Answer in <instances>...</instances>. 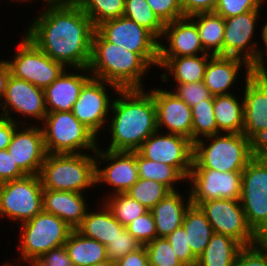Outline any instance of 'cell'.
Masks as SVG:
<instances>
[{
    "instance_id": "6da1fadb",
    "label": "cell",
    "mask_w": 267,
    "mask_h": 266,
    "mask_svg": "<svg viewBox=\"0 0 267 266\" xmlns=\"http://www.w3.org/2000/svg\"><path fill=\"white\" fill-rule=\"evenodd\" d=\"M26 27L24 35L65 67L88 68L95 27L75 3H50Z\"/></svg>"
},
{
    "instance_id": "7a4b0ae2",
    "label": "cell",
    "mask_w": 267,
    "mask_h": 266,
    "mask_svg": "<svg viewBox=\"0 0 267 266\" xmlns=\"http://www.w3.org/2000/svg\"><path fill=\"white\" fill-rule=\"evenodd\" d=\"M146 89H119L109 116L111 151H137L157 129L156 106Z\"/></svg>"
},
{
    "instance_id": "3957f363",
    "label": "cell",
    "mask_w": 267,
    "mask_h": 266,
    "mask_svg": "<svg viewBox=\"0 0 267 266\" xmlns=\"http://www.w3.org/2000/svg\"><path fill=\"white\" fill-rule=\"evenodd\" d=\"M88 69L92 77L119 89H144L142 80L151 66L138 53L108 42L95 29Z\"/></svg>"
},
{
    "instance_id": "277c9868",
    "label": "cell",
    "mask_w": 267,
    "mask_h": 266,
    "mask_svg": "<svg viewBox=\"0 0 267 266\" xmlns=\"http://www.w3.org/2000/svg\"><path fill=\"white\" fill-rule=\"evenodd\" d=\"M254 156L255 145L242 133L220 132L193 143L192 168L243 171Z\"/></svg>"
},
{
    "instance_id": "5b68a950",
    "label": "cell",
    "mask_w": 267,
    "mask_h": 266,
    "mask_svg": "<svg viewBox=\"0 0 267 266\" xmlns=\"http://www.w3.org/2000/svg\"><path fill=\"white\" fill-rule=\"evenodd\" d=\"M92 156L89 153H47L38 174L43 190L84 193L87 188H95V152Z\"/></svg>"
},
{
    "instance_id": "8992f818",
    "label": "cell",
    "mask_w": 267,
    "mask_h": 266,
    "mask_svg": "<svg viewBox=\"0 0 267 266\" xmlns=\"http://www.w3.org/2000/svg\"><path fill=\"white\" fill-rule=\"evenodd\" d=\"M42 125H45L41 128L47 153L79 154L91 151L93 154L100 145L99 138L71 111L47 113Z\"/></svg>"
},
{
    "instance_id": "52a82bcc",
    "label": "cell",
    "mask_w": 267,
    "mask_h": 266,
    "mask_svg": "<svg viewBox=\"0 0 267 266\" xmlns=\"http://www.w3.org/2000/svg\"><path fill=\"white\" fill-rule=\"evenodd\" d=\"M20 226L18 260H24L27 266L45 252L64 245L73 230L62 219L44 211Z\"/></svg>"
},
{
    "instance_id": "ba28073f",
    "label": "cell",
    "mask_w": 267,
    "mask_h": 266,
    "mask_svg": "<svg viewBox=\"0 0 267 266\" xmlns=\"http://www.w3.org/2000/svg\"><path fill=\"white\" fill-rule=\"evenodd\" d=\"M43 211V187L39 175L0 183V217L23 224Z\"/></svg>"
},
{
    "instance_id": "9c48e42d",
    "label": "cell",
    "mask_w": 267,
    "mask_h": 266,
    "mask_svg": "<svg viewBox=\"0 0 267 266\" xmlns=\"http://www.w3.org/2000/svg\"><path fill=\"white\" fill-rule=\"evenodd\" d=\"M20 41L12 59L5 60L11 75L45 89L63 73L66 67L51 59L24 34Z\"/></svg>"
},
{
    "instance_id": "30bf717a",
    "label": "cell",
    "mask_w": 267,
    "mask_h": 266,
    "mask_svg": "<svg viewBox=\"0 0 267 266\" xmlns=\"http://www.w3.org/2000/svg\"><path fill=\"white\" fill-rule=\"evenodd\" d=\"M240 202L248 225L261 238L267 232V167L256 155L242 171Z\"/></svg>"
},
{
    "instance_id": "8fae6325",
    "label": "cell",
    "mask_w": 267,
    "mask_h": 266,
    "mask_svg": "<svg viewBox=\"0 0 267 266\" xmlns=\"http://www.w3.org/2000/svg\"><path fill=\"white\" fill-rule=\"evenodd\" d=\"M197 206L205 214L214 233L230 236L242 246L254 245L261 240L248 225L240 200L211 199Z\"/></svg>"
},
{
    "instance_id": "7c38bea8",
    "label": "cell",
    "mask_w": 267,
    "mask_h": 266,
    "mask_svg": "<svg viewBox=\"0 0 267 266\" xmlns=\"http://www.w3.org/2000/svg\"><path fill=\"white\" fill-rule=\"evenodd\" d=\"M96 30L108 41L138 53L151 67L158 66L159 40L147 29L121 16L102 22Z\"/></svg>"
},
{
    "instance_id": "4fadbf2b",
    "label": "cell",
    "mask_w": 267,
    "mask_h": 266,
    "mask_svg": "<svg viewBox=\"0 0 267 266\" xmlns=\"http://www.w3.org/2000/svg\"><path fill=\"white\" fill-rule=\"evenodd\" d=\"M187 182L191 184L188 194L195 206L211 199L241 198L242 171L221 172L215 169L191 168Z\"/></svg>"
},
{
    "instance_id": "5bb4252c",
    "label": "cell",
    "mask_w": 267,
    "mask_h": 266,
    "mask_svg": "<svg viewBox=\"0 0 267 266\" xmlns=\"http://www.w3.org/2000/svg\"><path fill=\"white\" fill-rule=\"evenodd\" d=\"M244 72L242 134L256 145L267 141V74Z\"/></svg>"
},
{
    "instance_id": "9a60e30c",
    "label": "cell",
    "mask_w": 267,
    "mask_h": 266,
    "mask_svg": "<svg viewBox=\"0 0 267 266\" xmlns=\"http://www.w3.org/2000/svg\"><path fill=\"white\" fill-rule=\"evenodd\" d=\"M114 89L115 92L119 88L109 82L91 77L82 87L79 97L72 107L73 115L88 129H90L97 137L103 127L108 124V115L111 113V105L113 100L107 93V88ZM106 124V125H105Z\"/></svg>"
},
{
    "instance_id": "2e32d148",
    "label": "cell",
    "mask_w": 267,
    "mask_h": 266,
    "mask_svg": "<svg viewBox=\"0 0 267 266\" xmlns=\"http://www.w3.org/2000/svg\"><path fill=\"white\" fill-rule=\"evenodd\" d=\"M144 158L175 167L186 179L193 164V142L181 135L157 130L137 150Z\"/></svg>"
},
{
    "instance_id": "e0dca14e",
    "label": "cell",
    "mask_w": 267,
    "mask_h": 266,
    "mask_svg": "<svg viewBox=\"0 0 267 266\" xmlns=\"http://www.w3.org/2000/svg\"><path fill=\"white\" fill-rule=\"evenodd\" d=\"M259 15L260 10H254L224 18L223 56L242 58L253 68L259 63L261 49L252 40Z\"/></svg>"
},
{
    "instance_id": "ac0fdd59",
    "label": "cell",
    "mask_w": 267,
    "mask_h": 266,
    "mask_svg": "<svg viewBox=\"0 0 267 266\" xmlns=\"http://www.w3.org/2000/svg\"><path fill=\"white\" fill-rule=\"evenodd\" d=\"M95 160L96 185L103 183L113 187L114 190L111 189L112 192L108 193L110 195L125 193L139 179L136 151H111L107 148L105 151L98 147L95 152ZM102 161L108 163L107 166L101 167L100 162Z\"/></svg>"
},
{
    "instance_id": "d6986e66",
    "label": "cell",
    "mask_w": 267,
    "mask_h": 266,
    "mask_svg": "<svg viewBox=\"0 0 267 266\" xmlns=\"http://www.w3.org/2000/svg\"><path fill=\"white\" fill-rule=\"evenodd\" d=\"M0 104V109L2 110L0 116L17 121L21 125L22 122L18 121V119L15 120L11 116L13 111L18 116L19 114L23 115V118L25 116L27 118L31 117V119L41 120V122H43L47 114L44 89L36 87L25 80L15 78L12 75L8 79L5 97Z\"/></svg>"
},
{
    "instance_id": "ffe728a7",
    "label": "cell",
    "mask_w": 267,
    "mask_h": 266,
    "mask_svg": "<svg viewBox=\"0 0 267 266\" xmlns=\"http://www.w3.org/2000/svg\"><path fill=\"white\" fill-rule=\"evenodd\" d=\"M25 125L15 129L7 150L27 175H38L47 156L43 131L41 126Z\"/></svg>"
},
{
    "instance_id": "44dd1931",
    "label": "cell",
    "mask_w": 267,
    "mask_h": 266,
    "mask_svg": "<svg viewBox=\"0 0 267 266\" xmlns=\"http://www.w3.org/2000/svg\"><path fill=\"white\" fill-rule=\"evenodd\" d=\"M156 106L157 129L184 136L192 141L191 107L178 98L172 90L154 88L148 90Z\"/></svg>"
},
{
    "instance_id": "7402d4cb",
    "label": "cell",
    "mask_w": 267,
    "mask_h": 266,
    "mask_svg": "<svg viewBox=\"0 0 267 266\" xmlns=\"http://www.w3.org/2000/svg\"><path fill=\"white\" fill-rule=\"evenodd\" d=\"M163 38L168 44H163ZM200 53L209 54L204 50L196 23L190 17L165 24L159 41V57L195 56Z\"/></svg>"
},
{
    "instance_id": "603a6c76",
    "label": "cell",
    "mask_w": 267,
    "mask_h": 266,
    "mask_svg": "<svg viewBox=\"0 0 267 266\" xmlns=\"http://www.w3.org/2000/svg\"><path fill=\"white\" fill-rule=\"evenodd\" d=\"M73 70H76V73H71L66 68L56 80L44 89L47 113L70 112L83 85L92 77L88 68H73ZM81 70L85 74H77V71Z\"/></svg>"
},
{
    "instance_id": "cb8c5ba5",
    "label": "cell",
    "mask_w": 267,
    "mask_h": 266,
    "mask_svg": "<svg viewBox=\"0 0 267 266\" xmlns=\"http://www.w3.org/2000/svg\"><path fill=\"white\" fill-rule=\"evenodd\" d=\"M243 65L246 72H254V68L244 59L229 56H212L207 64L203 82L212 96L232 94L230 89L235 85L239 71ZM230 91V92H229Z\"/></svg>"
},
{
    "instance_id": "d4e9b609",
    "label": "cell",
    "mask_w": 267,
    "mask_h": 266,
    "mask_svg": "<svg viewBox=\"0 0 267 266\" xmlns=\"http://www.w3.org/2000/svg\"><path fill=\"white\" fill-rule=\"evenodd\" d=\"M87 206L83 193L43 190V211L62 219L73 230L80 226L90 210Z\"/></svg>"
},
{
    "instance_id": "484cf974",
    "label": "cell",
    "mask_w": 267,
    "mask_h": 266,
    "mask_svg": "<svg viewBox=\"0 0 267 266\" xmlns=\"http://www.w3.org/2000/svg\"><path fill=\"white\" fill-rule=\"evenodd\" d=\"M213 55L201 54L181 57H159L158 67L163 68L160 77L162 83L167 82L172 75L174 83L202 82L209 59ZM169 73V74H168Z\"/></svg>"
},
{
    "instance_id": "4316f807",
    "label": "cell",
    "mask_w": 267,
    "mask_h": 266,
    "mask_svg": "<svg viewBox=\"0 0 267 266\" xmlns=\"http://www.w3.org/2000/svg\"><path fill=\"white\" fill-rule=\"evenodd\" d=\"M182 195L179 190L171 191L150 210L154 217L157 237L166 238L182 226L185 212L192 204L190 194L187 199Z\"/></svg>"
},
{
    "instance_id": "83f0119b",
    "label": "cell",
    "mask_w": 267,
    "mask_h": 266,
    "mask_svg": "<svg viewBox=\"0 0 267 266\" xmlns=\"http://www.w3.org/2000/svg\"><path fill=\"white\" fill-rule=\"evenodd\" d=\"M101 203L102 208L99 206V210L94 212L87 210L82 223L76 230L83 236L94 239L106 246L121 233L125 226L115 219L104 202Z\"/></svg>"
},
{
    "instance_id": "f1b7e54d",
    "label": "cell",
    "mask_w": 267,
    "mask_h": 266,
    "mask_svg": "<svg viewBox=\"0 0 267 266\" xmlns=\"http://www.w3.org/2000/svg\"><path fill=\"white\" fill-rule=\"evenodd\" d=\"M73 266H92L108 259L107 248L102 243L72 230L64 244Z\"/></svg>"
},
{
    "instance_id": "f546056e",
    "label": "cell",
    "mask_w": 267,
    "mask_h": 266,
    "mask_svg": "<svg viewBox=\"0 0 267 266\" xmlns=\"http://www.w3.org/2000/svg\"><path fill=\"white\" fill-rule=\"evenodd\" d=\"M214 116L217 133H243L244 106L243 99L232 94L214 96Z\"/></svg>"
},
{
    "instance_id": "4dcf8cb0",
    "label": "cell",
    "mask_w": 267,
    "mask_h": 266,
    "mask_svg": "<svg viewBox=\"0 0 267 266\" xmlns=\"http://www.w3.org/2000/svg\"><path fill=\"white\" fill-rule=\"evenodd\" d=\"M182 227L192 254L198 259L214 234L213 228L201 209L192 204L185 212Z\"/></svg>"
},
{
    "instance_id": "1f68e13d",
    "label": "cell",
    "mask_w": 267,
    "mask_h": 266,
    "mask_svg": "<svg viewBox=\"0 0 267 266\" xmlns=\"http://www.w3.org/2000/svg\"><path fill=\"white\" fill-rule=\"evenodd\" d=\"M190 18L196 23L204 50L213 56H223L224 18L215 12L198 13Z\"/></svg>"
},
{
    "instance_id": "d6a6232c",
    "label": "cell",
    "mask_w": 267,
    "mask_h": 266,
    "mask_svg": "<svg viewBox=\"0 0 267 266\" xmlns=\"http://www.w3.org/2000/svg\"><path fill=\"white\" fill-rule=\"evenodd\" d=\"M243 246L230 236L214 233L198 257L196 266H233Z\"/></svg>"
},
{
    "instance_id": "836d02e7",
    "label": "cell",
    "mask_w": 267,
    "mask_h": 266,
    "mask_svg": "<svg viewBox=\"0 0 267 266\" xmlns=\"http://www.w3.org/2000/svg\"><path fill=\"white\" fill-rule=\"evenodd\" d=\"M136 164L139 178L161 182L171 191H176L177 182L187 181L175 167L144 158L138 151H136Z\"/></svg>"
},
{
    "instance_id": "e575fe53",
    "label": "cell",
    "mask_w": 267,
    "mask_h": 266,
    "mask_svg": "<svg viewBox=\"0 0 267 266\" xmlns=\"http://www.w3.org/2000/svg\"><path fill=\"white\" fill-rule=\"evenodd\" d=\"M123 16L150 31L159 41L165 24L153 12L146 0H125Z\"/></svg>"
},
{
    "instance_id": "d590c367",
    "label": "cell",
    "mask_w": 267,
    "mask_h": 266,
    "mask_svg": "<svg viewBox=\"0 0 267 266\" xmlns=\"http://www.w3.org/2000/svg\"><path fill=\"white\" fill-rule=\"evenodd\" d=\"M96 28L102 22L124 14L125 0H77L76 2Z\"/></svg>"
},
{
    "instance_id": "8d00e7d4",
    "label": "cell",
    "mask_w": 267,
    "mask_h": 266,
    "mask_svg": "<svg viewBox=\"0 0 267 266\" xmlns=\"http://www.w3.org/2000/svg\"><path fill=\"white\" fill-rule=\"evenodd\" d=\"M214 96L202 100L191 107L192 112V142L202 137L217 134V123L214 116Z\"/></svg>"
},
{
    "instance_id": "74e56055",
    "label": "cell",
    "mask_w": 267,
    "mask_h": 266,
    "mask_svg": "<svg viewBox=\"0 0 267 266\" xmlns=\"http://www.w3.org/2000/svg\"><path fill=\"white\" fill-rule=\"evenodd\" d=\"M103 200L115 219L125 227L148 211L142 204L125 193L105 195Z\"/></svg>"
},
{
    "instance_id": "f35d334b",
    "label": "cell",
    "mask_w": 267,
    "mask_h": 266,
    "mask_svg": "<svg viewBox=\"0 0 267 266\" xmlns=\"http://www.w3.org/2000/svg\"><path fill=\"white\" fill-rule=\"evenodd\" d=\"M171 190L161 182L139 178L125 194L142 204L147 210H151Z\"/></svg>"
},
{
    "instance_id": "ab89813d",
    "label": "cell",
    "mask_w": 267,
    "mask_h": 266,
    "mask_svg": "<svg viewBox=\"0 0 267 266\" xmlns=\"http://www.w3.org/2000/svg\"><path fill=\"white\" fill-rule=\"evenodd\" d=\"M149 266H182L184 265L174 254L169 241L163 237H156L145 244Z\"/></svg>"
},
{
    "instance_id": "60d3db41",
    "label": "cell",
    "mask_w": 267,
    "mask_h": 266,
    "mask_svg": "<svg viewBox=\"0 0 267 266\" xmlns=\"http://www.w3.org/2000/svg\"><path fill=\"white\" fill-rule=\"evenodd\" d=\"M143 245L134 238L126 228L106 245L108 260L116 263L130 252L136 251Z\"/></svg>"
},
{
    "instance_id": "b9f144b4",
    "label": "cell",
    "mask_w": 267,
    "mask_h": 266,
    "mask_svg": "<svg viewBox=\"0 0 267 266\" xmlns=\"http://www.w3.org/2000/svg\"><path fill=\"white\" fill-rule=\"evenodd\" d=\"M125 228L142 245L147 244L157 237L154 217L150 210L136 218Z\"/></svg>"
},
{
    "instance_id": "7bdbcfd3",
    "label": "cell",
    "mask_w": 267,
    "mask_h": 266,
    "mask_svg": "<svg viewBox=\"0 0 267 266\" xmlns=\"http://www.w3.org/2000/svg\"><path fill=\"white\" fill-rule=\"evenodd\" d=\"M233 266H267V244L260 240L254 245L243 246Z\"/></svg>"
},
{
    "instance_id": "ee69618b",
    "label": "cell",
    "mask_w": 267,
    "mask_h": 266,
    "mask_svg": "<svg viewBox=\"0 0 267 266\" xmlns=\"http://www.w3.org/2000/svg\"><path fill=\"white\" fill-rule=\"evenodd\" d=\"M263 2L264 0H218L214 12L223 18H229L249 11L261 10Z\"/></svg>"
},
{
    "instance_id": "f6af8a7d",
    "label": "cell",
    "mask_w": 267,
    "mask_h": 266,
    "mask_svg": "<svg viewBox=\"0 0 267 266\" xmlns=\"http://www.w3.org/2000/svg\"><path fill=\"white\" fill-rule=\"evenodd\" d=\"M174 91L178 98L185 101L190 107L209 99L212 95L204 82L176 83Z\"/></svg>"
},
{
    "instance_id": "bcb514c9",
    "label": "cell",
    "mask_w": 267,
    "mask_h": 266,
    "mask_svg": "<svg viewBox=\"0 0 267 266\" xmlns=\"http://www.w3.org/2000/svg\"><path fill=\"white\" fill-rule=\"evenodd\" d=\"M187 235L181 226L166 237L173 248L174 254L186 265L196 266L197 258L192 254Z\"/></svg>"
},
{
    "instance_id": "7dc6e473",
    "label": "cell",
    "mask_w": 267,
    "mask_h": 266,
    "mask_svg": "<svg viewBox=\"0 0 267 266\" xmlns=\"http://www.w3.org/2000/svg\"><path fill=\"white\" fill-rule=\"evenodd\" d=\"M153 12L164 23L184 17L181 0H146Z\"/></svg>"
},
{
    "instance_id": "c3c4849f",
    "label": "cell",
    "mask_w": 267,
    "mask_h": 266,
    "mask_svg": "<svg viewBox=\"0 0 267 266\" xmlns=\"http://www.w3.org/2000/svg\"><path fill=\"white\" fill-rule=\"evenodd\" d=\"M27 174L14 162L7 149L0 150V183L25 177Z\"/></svg>"
},
{
    "instance_id": "681fc988",
    "label": "cell",
    "mask_w": 267,
    "mask_h": 266,
    "mask_svg": "<svg viewBox=\"0 0 267 266\" xmlns=\"http://www.w3.org/2000/svg\"><path fill=\"white\" fill-rule=\"evenodd\" d=\"M32 266H73L64 245L45 252Z\"/></svg>"
},
{
    "instance_id": "f907efd6",
    "label": "cell",
    "mask_w": 267,
    "mask_h": 266,
    "mask_svg": "<svg viewBox=\"0 0 267 266\" xmlns=\"http://www.w3.org/2000/svg\"><path fill=\"white\" fill-rule=\"evenodd\" d=\"M218 0H181L184 17L214 12Z\"/></svg>"
},
{
    "instance_id": "816d5d0a",
    "label": "cell",
    "mask_w": 267,
    "mask_h": 266,
    "mask_svg": "<svg viewBox=\"0 0 267 266\" xmlns=\"http://www.w3.org/2000/svg\"><path fill=\"white\" fill-rule=\"evenodd\" d=\"M115 266H149V257L145 245L125 255L115 263Z\"/></svg>"
},
{
    "instance_id": "f5cc1de1",
    "label": "cell",
    "mask_w": 267,
    "mask_h": 266,
    "mask_svg": "<svg viewBox=\"0 0 267 266\" xmlns=\"http://www.w3.org/2000/svg\"><path fill=\"white\" fill-rule=\"evenodd\" d=\"M18 125L20 124L17 121L0 116V150L8 148Z\"/></svg>"
},
{
    "instance_id": "db71d44e",
    "label": "cell",
    "mask_w": 267,
    "mask_h": 266,
    "mask_svg": "<svg viewBox=\"0 0 267 266\" xmlns=\"http://www.w3.org/2000/svg\"><path fill=\"white\" fill-rule=\"evenodd\" d=\"M262 34H261V37H262V40L263 43H264V48H265V51L263 50H260V60H259V63L254 67V70L256 72H259V73H263V74H267V66H266V58H264V55L265 57H267V21L266 23H264V26L262 27V30H261ZM264 52H266V54H263Z\"/></svg>"
},
{
    "instance_id": "11a10c76",
    "label": "cell",
    "mask_w": 267,
    "mask_h": 266,
    "mask_svg": "<svg viewBox=\"0 0 267 266\" xmlns=\"http://www.w3.org/2000/svg\"><path fill=\"white\" fill-rule=\"evenodd\" d=\"M11 75L9 66L5 60H0V101L4 100L8 79ZM1 108V104H0Z\"/></svg>"
},
{
    "instance_id": "9f6ffc18",
    "label": "cell",
    "mask_w": 267,
    "mask_h": 266,
    "mask_svg": "<svg viewBox=\"0 0 267 266\" xmlns=\"http://www.w3.org/2000/svg\"><path fill=\"white\" fill-rule=\"evenodd\" d=\"M255 155L267 167V141H261L255 145Z\"/></svg>"
},
{
    "instance_id": "6f0895ef",
    "label": "cell",
    "mask_w": 267,
    "mask_h": 266,
    "mask_svg": "<svg viewBox=\"0 0 267 266\" xmlns=\"http://www.w3.org/2000/svg\"><path fill=\"white\" fill-rule=\"evenodd\" d=\"M46 4L50 3H75L77 0H43Z\"/></svg>"
},
{
    "instance_id": "680465c9",
    "label": "cell",
    "mask_w": 267,
    "mask_h": 266,
    "mask_svg": "<svg viewBox=\"0 0 267 266\" xmlns=\"http://www.w3.org/2000/svg\"><path fill=\"white\" fill-rule=\"evenodd\" d=\"M92 266H115V263L114 262H111L110 260H104V261H101V262H98Z\"/></svg>"
},
{
    "instance_id": "91938a15",
    "label": "cell",
    "mask_w": 267,
    "mask_h": 266,
    "mask_svg": "<svg viewBox=\"0 0 267 266\" xmlns=\"http://www.w3.org/2000/svg\"><path fill=\"white\" fill-rule=\"evenodd\" d=\"M14 1H16V2H18L19 1V3L20 2H24V3H27V2H29L30 0H14ZM33 1V0H32ZM35 1V0H34Z\"/></svg>"
},
{
    "instance_id": "94428289",
    "label": "cell",
    "mask_w": 267,
    "mask_h": 266,
    "mask_svg": "<svg viewBox=\"0 0 267 266\" xmlns=\"http://www.w3.org/2000/svg\"><path fill=\"white\" fill-rule=\"evenodd\" d=\"M1 266H13V264L11 265V263L9 262V264L8 263H4L3 265L1 264ZM29 266H32V265H29Z\"/></svg>"
},
{
    "instance_id": "6125c7cd",
    "label": "cell",
    "mask_w": 267,
    "mask_h": 266,
    "mask_svg": "<svg viewBox=\"0 0 267 266\" xmlns=\"http://www.w3.org/2000/svg\"><path fill=\"white\" fill-rule=\"evenodd\" d=\"M261 239H267V232L261 237Z\"/></svg>"
},
{
    "instance_id": "be15d7a7",
    "label": "cell",
    "mask_w": 267,
    "mask_h": 266,
    "mask_svg": "<svg viewBox=\"0 0 267 266\" xmlns=\"http://www.w3.org/2000/svg\"><path fill=\"white\" fill-rule=\"evenodd\" d=\"M261 241L267 244V239H261Z\"/></svg>"
}]
</instances>
